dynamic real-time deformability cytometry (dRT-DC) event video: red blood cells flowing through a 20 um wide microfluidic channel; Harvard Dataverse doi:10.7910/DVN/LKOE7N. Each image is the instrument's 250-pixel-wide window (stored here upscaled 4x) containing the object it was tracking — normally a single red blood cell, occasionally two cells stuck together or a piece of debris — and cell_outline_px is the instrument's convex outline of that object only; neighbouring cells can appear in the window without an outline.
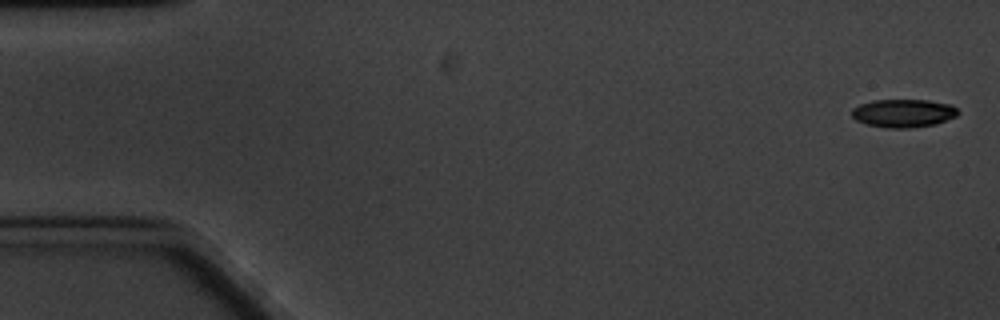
{"species": "common noctule bat (a hibernating species)", "species_latin": "Nyctalus noctula", "temperature_condition": "cold", "stored_images_in_passage": 6, "camera_frame_rate_fps": 3000, "um_per_image_px": 0.085, "animal": {"sex": "male", "body_mass_g": 20.1, "forearm_length_mm": 53.5}, "frame": {"image": 1, "passage_image": 1, "time_ms": 0.0, "image_size_px": [1000, 320], "cell_outline_px": [[960, 112], [956, 116], [936, 124], [908, 128], [888, 128], [868, 124], [856, 120], [852, 116], [852, 108], [860, 104], [872, 100], [928, 100], [952, 104]], "centroid_in_image_um": [76.81, 9.61], "position_along_channel_um": 8.2, "area_um2": 17.46}}
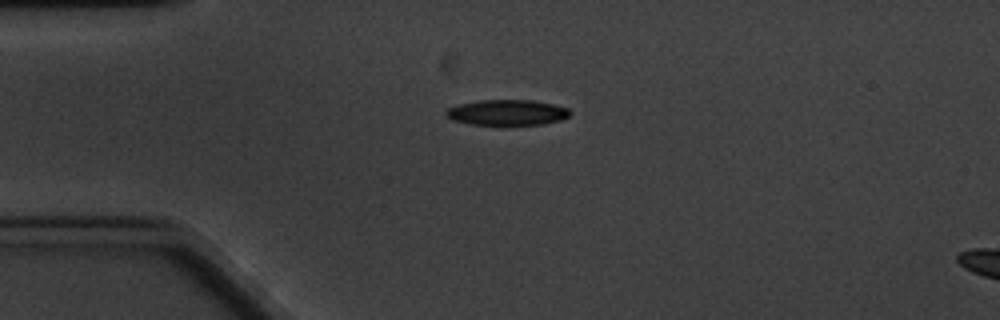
{"frame": {"image": 2, "passage_image": 5, "time_ms": 4.333, "image_size_px": [1000, 320], "cell_outline_px": [[572, 112], [568, 116], [560, 120], [544, 124], [472, 124], [452, 120], [444, 112], [448, 108], [460, 104], [480, 100], [532, 100], [552, 104], [568, 108]], "centroid_in_image_um": [43.12, 9.55], "position_along_channel_um": 41.9, "area_um2": 18.21}}